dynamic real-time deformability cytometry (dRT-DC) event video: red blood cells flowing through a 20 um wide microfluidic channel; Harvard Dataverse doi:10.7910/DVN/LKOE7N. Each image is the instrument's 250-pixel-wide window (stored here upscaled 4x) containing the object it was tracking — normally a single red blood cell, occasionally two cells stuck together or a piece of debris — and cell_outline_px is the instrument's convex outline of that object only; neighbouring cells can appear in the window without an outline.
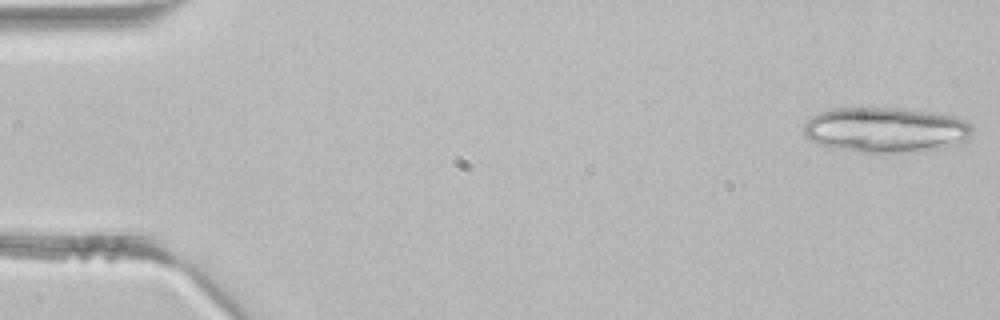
{"species": "common noctule bat (a hibernating species)", "species_latin": "Nyctalus noctula", "temperature_condition": "room temperature", "stored_images_in_passage": 11, "camera_frame_rate_fps": 3000, "um_per_image_px": 0.085, "animal": {"sex": "male", "body_mass_g": 21.5, "forearm_length_mm": 52.0}, "frame": {"image": 1, "passage_image": 1, "time_ms": 0.0, "image_size_px": [1000, 320], "cell_outline_px": [[972, 132], [968, 140], [964, 144], [924, 152], [876, 156], [832, 148], [816, 144], [808, 140], [804, 136], [804, 124], [808, 116], [816, 112], [832, 108], [904, 108], [932, 112], [952, 116], [968, 120], [972, 124]], "centroid_in_image_um": [75.29, 11.09], "position_along_channel_um": 9.7, "area_um2": 46.76}}